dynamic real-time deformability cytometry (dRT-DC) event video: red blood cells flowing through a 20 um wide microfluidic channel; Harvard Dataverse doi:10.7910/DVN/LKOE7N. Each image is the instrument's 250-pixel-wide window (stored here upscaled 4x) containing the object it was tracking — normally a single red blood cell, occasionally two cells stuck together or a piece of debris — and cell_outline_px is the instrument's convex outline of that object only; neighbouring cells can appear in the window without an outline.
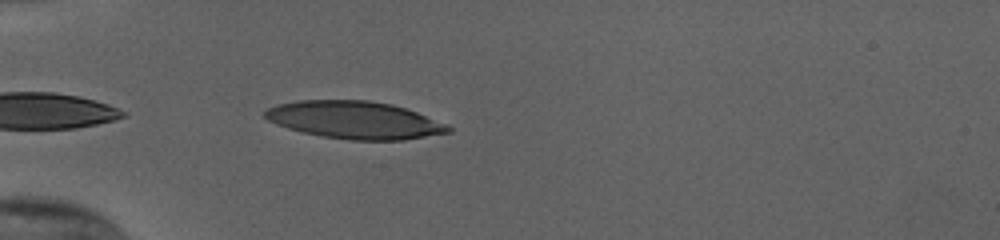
{"species": "human", "species_latin": "Homo sapiens", "temperature_condition": "cold", "stored_images_in_passage": 38, "camera_frame_rate_fps": 3000, "um_per_image_px": 0.085, "donor": {"sex": "female"}, "frame": {"image": 1, "passage_image": 3, "time_ms": 0.667, "image_size_px": [1000, 240], "cell_outline_px": [[452, 132], [404, 140], [352, 140], [324, 136], [304, 132], [288, 128], [276, 124], [268, 120], [264, 116], [264, 112], [268, 108], [276, 104], [296, 100], [368, 100], [392, 104], [416, 112], [448, 124], [452, 128]], "centroid_in_image_um": [30.16, 10.19], "position_along_channel_um": 54.8, "area_um2": 40.06}}
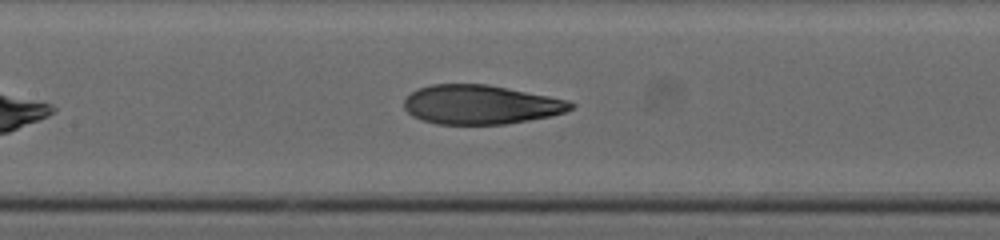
{"frame": {"image": 2, "passage_image": 13, "time_ms": 4.0, "image_size_px": [1000, 240], "cell_outline_px": [[576, 104], [572, 108], [564, 112], [552, 116], [504, 124], [436, 124], [420, 120], [412, 116], [404, 108], [404, 100], [412, 92], [420, 88], [432, 84], [488, 84], [568, 100]], "centroid_in_image_um": [40.84, 8.9], "position_along_channel_um": 166.6, "area_um2": 37.97}}
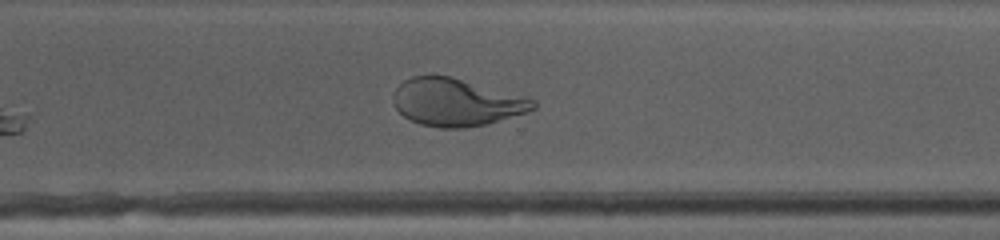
{"frame": {"image": 3, "passage_image": 26, "time_ms": 8.333, "image_size_px": [1000, 240], "cell_outline_px": [[536, 108], [488, 124], [464, 128], [440, 128], [420, 124], [404, 116], [396, 108], [392, 96], [396, 88], [404, 80], [412, 76], [452, 76], [528, 96], [536, 100]], "centroid_in_image_um": [38.82, 8.68], "position_along_channel_um": 331.8, "area_um2": 38.9}, "authors_computed_cell_mechanics": {"area_um2": 39.4774, "velocity_mm_per_s": 3.8252, "shape_relaxation_time_tau1_ms": 9.0343, "shape_relaxation_time_tau2_ms": 1.1114, "deformation_change_tau1": 0.3074, "deformation_change_tau2": 0.0832}}